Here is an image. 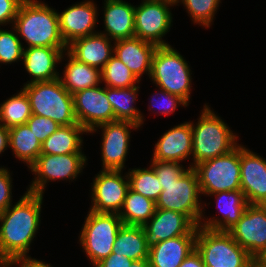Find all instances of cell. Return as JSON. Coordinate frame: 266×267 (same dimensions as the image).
<instances>
[{
	"label": "cell",
	"mask_w": 266,
	"mask_h": 267,
	"mask_svg": "<svg viewBox=\"0 0 266 267\" xmlns=\"http://www.w3.org/2000/svg\"><path fill=\"white\" fill-rule=\"evenodd\" d=\"M43 195L25 191L23 196L0 213V263L29 257L31 243L41 224Z\"/></svg>",
	"instance_id": "6da1fadb"
},
{
	"label": "cell",
	"mask_w": 266,
	"mask_h": 267,
	"mask_svg": "<svg viewBox=\"0 0 266 267\" xmlns=\"http://www.w3.org/2000/svg\"><path fill=\"white\" fill-rule=\"evenodd\" d=\"M19 39L30 47L67 48L59 29L58 12L37 0H24L13 22Z\"/></svg>",
	"instance_id": "7a4b0ae2"
},
{
	"label": "cell",
	"mask_w": 266,
	"mask_h": 267,
	"mask_svg": "<svg viewBox=\"0 0 266 267\" xmlns=\"http://www.w3.org/2000/svg\"><path fill=\"white\" fill-rule=\"evenodd\" d=\"M201 111L197 123L190 121L193 162H190L189 168H194L203 161L225 155L239 145L238 135L233 133L228 124L212 108L205 104Z\"/></svg>",
	"instance_id": "3957f363"
},
{
	"label": "cell",
	"mask_w": 266,
	"mask_h": 267,
	"mask_svg": "<svg viewBox=\"0 0 266 267\" xmlns=\"http://www.w3.org/2000/svg\"><path fill=\"white\" fill-rule=\"evenodd\" d=\"M21 89L29 99L32 114L50 118L60 126L78 124L73 95L63 87L59 78L24 84Z\"/></svg>",
	"instance_id": "277c9868"
},
{
	"label": "cell",
	"mask_w": 266,
	"mask_h": 267,
	"mask_svg": "<svg viewBox=\"0 0 266 267\" xmlns=\"http://www.w3.org/2000/svg\"><path fill=\"white\" fill-rule=\"evenodd\" d=\"M192 72L184 57L171 45L158 46L152 59L150 80L190 104Z\"/></svg>",
	"instance_id": "5b68a950"
},
{
	"label": "cell",
	"mask_w": 266,
	"mask_h": 267,
	"mask_svg": "<svg viewBox=\"0 0 266 267\" xmlns=\"http://www.w3.org/2000/svg\"><path fill=\"white\" fill-rule=\"evenodd\" d=\"M195 249L205 266L255 267V260L240 247L229 232L198 226Z\"/></svg>",
	"instance_id": "8992f818"
},
{
	"label": "cell",
	"mask_w": 266,
	"mask_h": 267,
	"mask_svg": "<svg viewBox=\"0 0 266 267\" xmlns=\"http://www.w3.org/2000/svg\"><path fill=\"white\" fill-rule=\"evenodd\" d=\"M160 185L162 192L156 201V209L180 212L198 226L207 203L201 202L202 193L196 170L191 167L177 182Z\"/></svg>",
	"instance_id": "52a82bcc"
},
{
	"label": "cell",
	"mask_w": 266,
	"mask_h": 267,
	"mask_svg": "<svg viewBox=\"0 0 266 267\" xmlns=\"http://www.w3.org/2000/svg\"><path fill=\"white\" fill-rule=\"evenodd\" d=\"M122 225L119 214L88 211L78 237L79 244L93 266L112 253Z\"/></svg>",
	"instance_id": "ba28073f"
},
{
	"label": "cell",
	"mask_w": 266,
	"mask_h": 267,
	"mask_svg": "<svg viewBox=\"0 0 266 267\" xmlns=\"http://www.w3.org/2000/svg\"><path fill=\"white\" fill-rule=\"evenodd\" d=\"M202 196L221 191L241 190L240 144L231 152L197 164Z\"/></svg>",
	"instance_id": "9c48e42d"
},
{
	"label": "cell",
	"mask_w": 266,
	"mask_h": 267,
	"mask_svg": "<svg viewBox=\"0 0 266 267\" xmlns=\"http://www.w3.org/2000/svg\"><path fill=\"white\" fill-rule=\"evenodd\" d=\"M87 160L85 154H40L29 167L35 178L30 182L27 191L44 195L48 182L76 180L85 168Z\"/></svg>",
	"instance_id": "30bf717a"
},
{
	"label": "cell",
	"mask_w": 266,
	"mask_h": 267,
	"mask_svg": "<svg viewBox=\"0 0 266 267\" xmlns=\"http://www.w3.org/2000/svg\"><path fill=\"white\" fill-rule=\"evenodd\" d=\"M175 0H142L135 5V37L157 46H168L162 38L170 31L173 16L170 7Z\"/></svg>",
	"instance_id": "8fae6325"
},
{
	"label": "cell",
	"mask_w": 266,
	"mask_h": 267,
	"mask_svg": "<svg viewBox=\"0 0 266 267\" xmlns=\"http://www.w3.org/2000/svg\"><path fill=\"white\" fill-rule=\"evenodd\" d=\"M123 170H100L91 183V211L119 214L122 210L129 178Z\"/></svg>",
	"instance_id": "7c38bea8"
},
{
	"label": "cell",
	"mask_w": 266,
	"mask_h": 267,
	"mask_svg": "<svg viewBox=\"0 0 266 267\" xmlns=\"http://www.w3.org/2000/svg\"><path fill=\"white\" fill-rule=\"evenodd\" d=\"M139 125L129 121H114L101 124L92 129L93 134L101 129L102 170H122L130 147L131 130H138Z\"/></svg>",
	"instance_id": "4fadbf2b"
},
{
	"label": "cell",
	"mask_w": 266,
	"mask_h": 267,
	"mask_svg": "<svg viewBox=\"0 0 266 267\" xmlns=\"http://www.w3.org/2000/svg\"><path fill=\"white\" fill-rule=\"evenodd\" d=\"M228 232L257 261L266 251V205L249 204Z\"/></svg>",
	"instance_id": "5bb4252c"
},
{
	"label": "cell",
	"mask_w": 266,
	"mask_h": 267,
	"mask_svg": "<svg viewBox=\"0 0 266 267\" xmlns=\"http://www.w3.org/2000/svg\"><path fill=\"white\" fill-rule=\"evenodd\" d=\"M72 95L77 122L88 132L101 124L115 121L113 108L107 99V87L98 85Z\"/></svg>",
	"instance_id": "9a60e30c"
},
{
	"label": "cell",
	"mask_w": 266,
	"mask_h": 267,
	"mask_svg": "<svg viewBox=\"0 0 266 267\" xmlns=\"http://www.w3.org/2000/svg\"><path fill=\"white\" fill-rule=\"evenodd\" d=\"M98 7L93 0L77 2L58 12L59 29L65 44H70L73 40L97 33Z\"/></svg>",
	"instance_id": "2e32d148"
},
{
	"label": "cell",
	"mask_w": 266,
	"mask_h": 267,
	"mask_svg": "<svg viewBox=\"0 0 266 267\" xmlns=\"http://www.w3.org/2000/svg\"><path fill=\"white\" fill-rule=\"evenodd\" d=\"M241 191L248 204L266 205V159L240 144Z\"/></svg>",
	"instance_id": "e0dca14e"
},
{
	"label": "cell",
	"mask_w": 266,
	"mask_h": 267,
	"mask_svg": "<svg viewBox=\"0 0 266 267\" xmlns=\"http://www.w3.org/2000/svg\"><path fill=\"white\" fill-rule=\"evenodd\" d=\"M143 228L149 245L186 234H197L198 231V226L186 215L163 209H156Z\"/></svg>",
	"instance_id": "ac0fdd59"
},
{
	"label": "cell",
	"mask_w": 266,
	"mask_h": 267,
	"mask_svg": "<svg viewBox=\"0 0 266 267\" xmlns=\"http://www.w3.org/2000/svg\"><path fill=\"white\" fill-rule=\"evenodd\" d=\"M192 125L184 122L165 131L154 145L151 161L182 163L192 157Z\"/></svg>",
	"instance_id": "d6986e66"
},
{
	"label": "cell",
	"mask_w": 266,
	"mask_h": 267,
	"mask_svg": "<svg viewBox=\"0 0 266 267\" xmlns=\"http://www.w3.org/2000/svg\"><path fill=\"white\" fill-rule=\"evenodd\" d=\"M67 48H50V47H30L24 48L22 62L26 72L32 76L30 81L24 84L34 82L51 81L59 78L60 73L57 71V64L61 63L64 58V52Z\"/></svg>",
	"instance_id": "ffe728a7"
},
{
	"label": "cell",
	"mask_w": 266,
	"mask_h": 267,
	"mask_svg": "<svg viewBox=\"0 0 266 267\" xmlns=\"http://www.w3.org/2000/svg\"><path fill=\"white\" fill-rule=\"evenodd\" d=\"M208 196L216 197L217 208L221 217H206L205 212L199 221V227L210 230L228 232L242 217L247 206V200L241 190L221 191Z\"/></svg>",
	"instance_id": "44dd1931"
},
{
	"label": "cell",
	"mask_w": 266,
	"mask_h": 267,
	"mask_svg": "<svg viewBox=\"0 0 266 267\" xmlns=\"http://www.w3.org/2000/svg\"><path fill=\"white\" fill-rule=\"evenodd\" d=\"M113 44V55L120 59L139 81L143 74H147L150 78L152 59L157 45L137 37L120 39Z\"/></svg>",
	"instance_id": "7402d4cb"
},
{
	"label": "cell",
	"mask_w": 266,
	"mask_h": 267,
	"mask_svg": "<svg viewBox=\"0 0 266 267\" xmlns=\"http://www.w3.org/2000/svg\"><path fill=\"white\" fill-rule=\"evenodd\" d=\"M104 30L98 31L113 41L135 37V5L124 0H104Z\"/></svg>",
	"instance_id": "603a6c76"
},
{
	"label": "cell",
	"mask_w": 266,
	"mask_h": 267,
	"mask_svg": "<svg viewBox=\"0 0 266 267\" xmlns=\"http://www.w3.org/2000/svg\"><path fill=\"white\" fill-rule=\"evenodd\" d=\"M112 41L106 35L97 32L73 40L67 45V52L77 61L102 70L114 54Z\"/></svg>",
	"instance_id": "cb8c5ba5"
},
{
	"label": "cell",
	"mask_w": 266,
	"mask_h": 267,
	"mask_svg": "<svg viewBox=\"0 0 266 267\" xmlns=\"http://www.w3.org/2000/svg\"><path fill=\"white\" fill-rule=\"evenodd\" d=\"M197 234H186L151 244L150 267H179L183 260L195 250Z\"/></svg>",
	"instance_id": "d4e9b609"
},
{
	"label": "cell",
	"mask_w": 266,
	"mask_h": 267,
	"mask_svg": "<svg viewBox=\"0 0 266 267\" xmlns=\"http://www.w3.org/2000/svg\"><path fill=\"white\" fill-rule=\"evenodd\" d=\"M64 55L68 61L64 66L63 76L59 75V80L70 94L102 84L100 69L77 61L66 51Z\"/></svg>",
	"instance_id": "484cf974"
},
{
	"label": "cell",
	"mask_w": 266,
	"mask_h": 267,
	"mask_svg": "<svg viewBox=\"0 0 266 267\" xmlns=\"http://www.w3.org/2000/svg\"><path fill=\"white\" fill-rule=\"evenodd\" d=\"M89 132L79 124L61 126L41 144V154H84L82 135Z\"/></svg>",
	"instance_id": "4316f807"
},
{
	"label": "cell",
	"mask_w": 266,
	"mask_h": 267,
	"mask_svg": "<svg viewBox=\"0 0 266 267\" xmlns=\"http://www.w3.org/2000/svg\"><path fill=\"white\" fill-rule=\"evenodd\" d=\"M149 247L143 226L123 224L118 231L112 253L131 260L147 259Z\"/></svg>",
	"instance_id": "83f0119b"
},
{
	"label": "cell",
	"mask_w": 266,
	"mask_h": 267,
	"mask_svg": "<svg viewBox=\"0 0 266 267\" xmlns=\"http://www.w3.org/2000/svg\"><path fill=\"white\" fill-rule=\"evenodd\" d=\"M139 89L140 85L128 88L107 87V99L113 108L115 121L133 122L141 128L145 119L135 103L138 99Z\"/></svg>",
	"instance_id": "f1b7e54d"
},
{
	"label": "cell",
	"mask_w": 266,
	"mask_h": 267,
	"mask_svg": "<svg viewBox=\"0 0 266 267\" xmlns=\"http://www.w3.org/2000/svg\"><path fill=\"white\" fill-rule=\"evenodd\" d=\"M9 148L19 161L29 168L41 154V143L27 124L9 128Z\"/></svg>",
	"instance_id": "f546056e"
},
{
	"label": "cell",
	"mask_w": 266,
	"mask_h": 267,
	"mask_svg": "<svg viewBox=\"0 0 266 267\" xmlns=\"http://www.w3.org/2000/svg\"><path fill=\"white\" fill-rule=\"evenodd\" d=\"M155 210L156 202L129 187L119 217L123 224L143 226L154 215Z\"/></svg>",
	"instance_id": "4dcf8cb0"
},
{
	"label": "cell",
	"mask_w": 266,
	"mask_h": 267,
	"mask_svg": "<svg viewBox=\"0 0 266 267\" xmlns=\"http://www.w3.org/2000/svg\"><path fill=\"white\" fill-rule=\"evenodd\" d=\"M31 116L30 102L22 89L0 104V124L6 128L26 124Z\"/></svg>",
	"instance_id": "1f68e13d"
},
{
	"label": "cell",
	"mask_w": 266,
	"mask_h": 267,
	"mask_svg": "<svg viewBox=\"0 0 266 267\" xmlns=\"http://www.w3.org/2000/svg\"><path fill=\"white\" fill-rule=\"evenodd\" d=\"M129 170L127 172L129 187L156 202L162 192V187L154 169L149 166L147 168H129Z\"/></svg>",
	"instance_id": "d6a6232c"
},
{
	"label": "cell",
	"mask_w": 266,
	"mask_h": 267,
	"mask_svg": "<svg viewBox=\"0 0 266 267\" xmlns=\"http://www.w3.org/2000/svg\"><path fill=\"white\" fill-rule=\"evenodd\" d=\"M101 78L104 86L111 88H128L140 84L130 69L114 55L101 70Z\"/></svg>",
	"instance_id": "836d02e7"
},
{
	"label": "cell",
	"mask_w": 266,
	"mask_h": 267,
	"mask_svg": "<svg viewBox=\"0 0 266 267\" xmlns=\"http://www.w3.org/2000/svg\"><path fill=\"white\" fill-rule=\"evenodd\" d=\"M176 6L182 4L193 23L210 28L221 0H175Z\"/></svg>",
	"instance_id": "e575fe53"
},
{
	"label": "cell",
	"mask_w": 266,
	"mask_h": 267,
	"mask_svg": "<svg viewBox=\"0 0 266 267\" xmlns=\"http://www.w3.org/2000/svg\"><path fill=\"white\" fill-rule=\"evenodd\" d=\"M22 40L19 39L16 30L12 26V30L0 28V64H12L22 61L23 46Z\"/></svg>",
	"instance_id": "d590c367"
},
{
	"label": "cell",
	"mask_w": 266,
	"mask_h": 267,
	"mask_svg": "<svg viewBox=\"0 0 266 267\" xmlns=\"http://www.w3.org/2000/svg\"><path fill=\"white\" fill-rule=\"evenodd\" d=\"M154 92L151 96V101H149L148 110L153 111L154 113L164 114L165 116L175 112L176 108L181 105V107L189 106L183 99L179 96L170 94L162 88ZM159 95V96H158ZM157 97V98H156ZM157 99V100H156ZM153 109V110H152ZM158 111H157V110Z\"/></svg>",
	"instance_id": "8d00e7d4"
},
{
	"label": "cell",
	"mask_w": 266,
	"mask_h": 267,
	"mask_svg": "<svg viewBox=\"0 0 266 267\" xmlns=\"http://www.w3.org/2000/svg\"><path fill=\"white\" fill-rule=\"evenodd\" d=\"M150 166L154 169L160 183L177 182L189 169L181 163L168 161H151Z\"/></svg>",
	"instance_id": "74e56055"
},
{
	"label": "cell",
	"mask_w": 266,
	"mask_h": 267,
	"mask_svg": "<svg viewBox=\"0 0 266 267\" xmlns=\"http://www.w3.org/2000/svg\"><path fill=\"white\" fill-rule=\"evenodd\" d=\"M26 124L41 144L61 127L54 120L35 114H32Z\"/></svg>",
	"instance_id": "f35d334b"
},
{
	"label": "cell",
	"mask_w": 266,
	"mask_h": 267,
	"mask_svg": "<svg viewBox=\"0 0 266 267\" xmlns=\"http://www.w3.org/2000/svg\"><path fill=\"white\" fill-rule=\"evenodd\" d=\"M10 169L6 167H0V213L5 211L12 202V177Z\"/></svg>",
	"instance_id": "ab89813d"
},
{
	"label": "cell",
	"mask_w": 266,
	"mask_h": 267,
	"mask_svg": "<svg viewBox=\"0 0 266 267\" xmlns=\"http://www.w3.org/2000/svg\"><path fill=\"white\" fill-rule=\"evenodd\" d=\"M24 0H0V27L12 24Z\"/></svg>",
	"instance_id": "60d3db41"
},
{
	"label": "cell",
	"mask_w": 266,
	"mask_h": 267,
	"mask_svg": "<svg viewBox=\"0 0 266 267\" xmlns=\"http://www.w3.org/2000/svg\"><path fill=\"white\" fill-rule=\"evenodd\" d=\"M133 260L119 254L111 253L102 259L94 267H129Z\"/></svg>",
	"instance_id": "b9f144b4"
},
{
	"label": "cell",
	"mask_w": 266,
	"mask_h": 267,
	"mask_svg": "<svg viewBox=\"0 0 266 267\" xmlns=\"http://www.w3.org/2000/svg\"><path fill=\"white\" fill-rule=\"evenodd\" d=\"M53 267L51 264L45 263L41 260H37L36 258H32L31 256L18 259L12 262L8 267Z\"/></svg>",
	"instance_id": "7bdbcfd3"
},
{
	"label": "cell",
	"mask_w": 266,
	"mask_h": 267,
	"mask_svg": "<svg viewBox=\"0 0 266 267\" xmlns=\"http://www.w3.org/2000/svg\"><path fill=\"white\" fill-rule=\"evenodd\" d=\"M179 267H206L201 255L195 249L181 263Z\"/></svg>",
	"instance_id": "ee69618b"
},
{
	"label": "cell",
	"mask_w": 266,
	"mask_h": 267,
	"mask_svg": "<svg viewBox=\"0 0 266 267\" xmlns=\"http://www.w3.org/2000/svg\"><path fill=\"white\" fill-rule=\"evenodd\" d=\"M9 148V128L0 124V154Z\"/></svg>",
	"instance_id": "f6af8a7d"
},
{
	"label": "cell",
	"mask_w": 266,
	"mask_h": 267,
	"mask_svg": "<svg viewBox=\"0 0 266 267\" xmlns=\"http://www.w3.org/2000/svg\"><path fill=\"white\" fill-rule=\"evenodd\" d=\"M129 267H150L149 259L133 260Z\"/></svg>",
	"instance_id": "bcb514c9"
},
{
	"label": "cell",
	"mask_w": 266,
	"mask_h": 267,
	"mask_svg": "<svg viewBox=\"0 0 266 267\" xmlns=\"http://www.w3.org/2000/svg\"><path fill=\"white\" fill-rule=\"evenodd\" d=\"M255 265H266V251L263 255L255 262Z\"/></svg>",
	"instance_id": "7dc6e473"
},
{
	"label": "cell",
	"mask_w": 266,
	"mask_h": 267,
	"mask_svg": "<svg viewBox=\"0 0 266 267\" xmlns=\"http://www.w3.org/2000/svg\"><path fill=\"white\" fill-rule=\"evenodd\" d=\"M255 267H266V265H255Z\"/></svg>",
	"instance_id": "c3c4849f"
},
{
	"label": "cell",
	"mask_w": 266,
	"mask_h": 267,
	"mask_svg": "<svg viewBox=\"0 0 266 267\" xmlns=\"http://www.w3.org/2000/svg\"><path fill=\"white\" fill-rule=\"evenodd\" d=\"M0 267H8V266L0 263Z\"/></svg>",
	"instance_id": "681fc988"
}]
</instances>
